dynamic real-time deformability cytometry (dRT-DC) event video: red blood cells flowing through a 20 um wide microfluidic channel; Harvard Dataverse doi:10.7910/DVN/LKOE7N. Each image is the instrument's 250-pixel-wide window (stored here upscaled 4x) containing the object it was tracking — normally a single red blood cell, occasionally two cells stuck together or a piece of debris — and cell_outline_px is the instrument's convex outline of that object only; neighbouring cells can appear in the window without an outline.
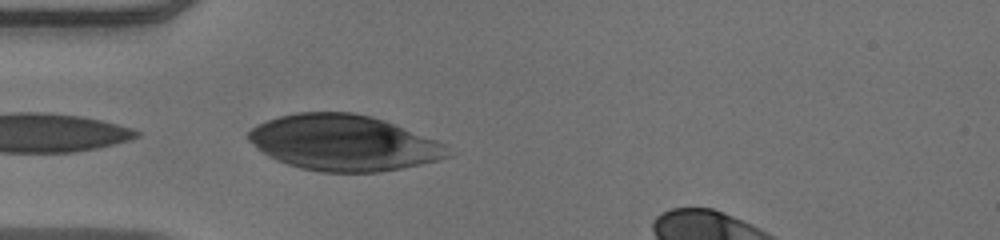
{"species": "human", "species_latin": "Homo sapiens", "temperature_condition": "warm", "stored_images_in_passage": 24, "camera_frame_rate_fps": 3000, "um_per_image_px": 0.085, "donor": {"sex": "male"}, "frame": {"image": 1, "passage_image": 1, "time_ms": 0.0, "image_size_px": [1000, 240], "cell_outline_px": [[452, 156], [440, 160], [400, 168], [376, 172], [320, 172], [300, 168], [276, 160], [268, 156], [248, 140], [248, 132], [256, 124], [280, 116], [296, 112], [352, 112], [372, 116], [384, 120], [448, 144]], "centroid_in_image_um": [29.24, 12.14], "position_along_channel_um": 55.8, "area_um2": 64.91}}
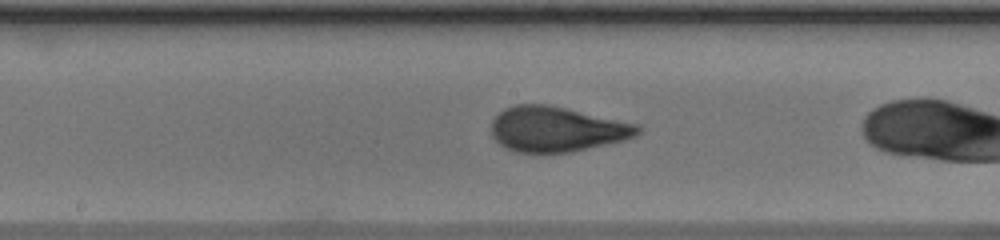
{"frame": {"image": 2, "passage_image": 10, "time_ms": 3.0, "image_size_px": [1000, 240], "cell_outline_px": [[640, 132], [636, 136], [624, 140], [568, 152], [516, 152], [504, 148], [492, 136], [492, 120], [504, 108], [516, 104], [548, 104], [640, 124]], "centroid_in_image_um": [47.32, 10.96], "position_along_channel_um": 200.9, "area_um2": 38.44}}
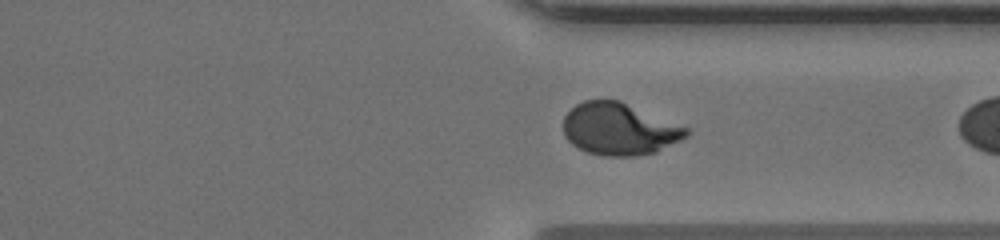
{"frame": {"image": 3, "passage_image": 22, "time_ms": 7.0, "image_size_px": [1000, 240], "cell_outline_px": [[688, 136], [656, 152], [632, 156], [604, 156], [588, 152], [572, 144], [564, 136], [564, 116], [576, 104], [584, 100], [620, 100], [688, 128]], "centroid_in_image_um": [52.63, 10.96], "position_along_channel_um": 358.8, "area_um2": 37.11}}